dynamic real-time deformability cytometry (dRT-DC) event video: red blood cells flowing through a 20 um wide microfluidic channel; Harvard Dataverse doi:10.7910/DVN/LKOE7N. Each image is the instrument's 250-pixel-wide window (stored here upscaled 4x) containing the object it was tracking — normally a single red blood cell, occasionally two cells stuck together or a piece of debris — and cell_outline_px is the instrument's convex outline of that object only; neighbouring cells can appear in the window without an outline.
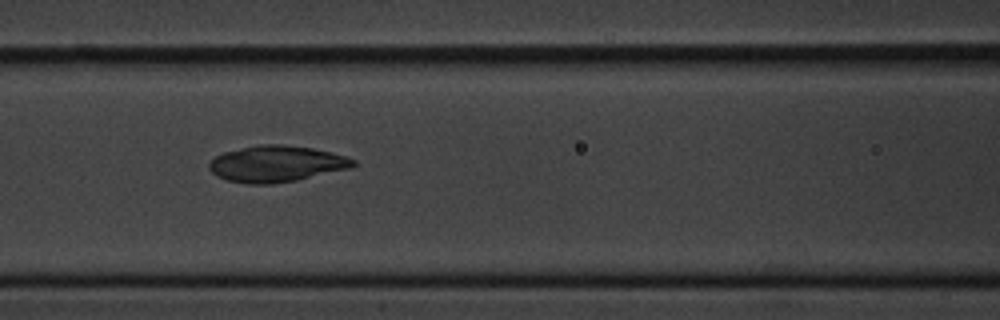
{"species": "common noctule bat (a hibernating species)", "species_latin": "Nyctalus noctula", "temperature_condition": "cold", "stored_images_in_passage": 7, "camera_frame_rate_fps": 3000, "um_per_image_px": 0.085, "animal": {"sex": "male", "body_mass_g": 20.1, "forearm_length_mm": 53.5}, "frame": {"image": 1, "passage_image": 7, "time_ms": 7.0, "image_size_px": [1000, 320], "cell_outline_px": [[356, 164], [352, 168], [296, 180], [272, 184], [248, 184], [228, 180], [216, 176], [208, 168], [208, 164], [216, 156], [224, 152], [260, 144], [280, 144], [312, 148], [332, 152], [356, 160]], "centroid_in_image_um": [23.51, 13.93], "position_along_channel_um": 143.1, "area_um2": 30.4}}